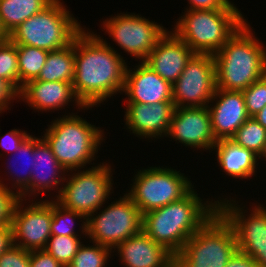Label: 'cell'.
<instances>
[{"label": "cell", "instance_id": "obj_1", "mask_svg": "<svg viewBox=\"0 0 266 267\" xmlns=\"http://www.w3.org/2000/svg\"><path fill=\"white\" fill-rule=\"evenodd\" d=\"M88 29V30H86ZM83 28L74 38L73 90L84 107H98L122 94L127 62L111 44ZM109 43V45H108Z\"/></svg>", "mask_w": 266, "mask_h": 267}, {"label": "cell", "instance_id": "obj_2", "mask_svg": "<svg viewBox=\"0 0 266 267\" xmlns=\"http://www.w3.org/2000/svg\"><path fill=\"white\" fill-rule=\"evenodd\" d=\"M202 199L193 188L182 199L143 214L142 230L170 253L177 254L218 211L216 197Z\"/></svg>", "mask_w": 266, "mask_h": 267}, {"label": "cell", "instance_id": "obj_3", "mask_svg": "<svg viewBox=\"0 0 266 267\" xmlns=\"http://www.w3.org/2000/svg\"><path fill=\"white\" fill-rule=\"evenodd\" d=\"M247 20L213 54L216 89L243 91L266 75V47Z\"/></svg>", "mask_w": 266, "mask_h": 267}, {"label": "cell", "instance_id": "obj_4", "mask_svg": "<svg viewBox=\"0 0 266 267\" xmlns=\"http://www.w3.org/2000/svg\"><path fill=\"white\" fill-rule=\"evenodd\" d=\"M60 117V118H59ZM51 121L43 134L60 165L68 171L96 165V155L105 140L104 129L71 112Z\"/></svg>", "mask_w": 266, "mask_h": 267}, {"label": "cell", "instance_id": "obj_5", "mask_svg": "<svg viewBox=\"0 0 266 267\" xmlns=\"http://www.w3.org/2000/svg\"><path fill=\"white\" fill-rule=\"evenodd\" d=\"M239 9L185 10L171 30L195 53L215 54L248 19Z\"/></svg>", "mask_w": 266, "mask_h": 267}, {"label": "cell", "instance_id": "obj_6", "mask_svg": "<svg viewBox=\"0 0 266 267\" xmlns=\"http://www.w3.org/2000/svg\"><path fill=\"white\" fill-rule=\"evenodd\" d=\"M53 0L47 7L22 22L7 37L16 45L56 51L72 43L85 26L63 5Z\"/></svg>", "mask_w": 266, "mask_h": 267}, {"label": "cell", "instance_id": "obj_7", "mask_svg": "<svg viewBox=\"0 0 266 267\" xmlns=\"http://www.w3.org/2000/svg\"><path fill=\"white\" fill-rule=\"evenodd\" d=\"M237 249L232 226L217 211L174 255L173 267H224Z\"/></svg>", "mask_w": 266, "mask_h": 267}, {"label": "cell", "instance_id": "obj_8", "mask_svg": "<svg viewBox=\"0 0 266 267\" xmlns=\"http://www.w3.org/2000/svg\"><path fill=\"white\" fill-rule=\"evenodd\" d=\"M99 163L91 168L68 171L64 180L66 184H63L59 196L51 199L86 218L103 208V205L108 203L107 199L114 193L112 172L115 169H112L110 162Z\"/></svg>", "mask_w": 266, "mask_h": 267}, {"label": "cell", "instance_id": "obj_9", "mask_svg": "<svg viewBox=\"0 0 266 267\" xmlns=\"http://www.w3.org/2000/svg\"><path fill=\"white\" fill-rule=\"evenodd\" d=\"M136 173L126 194L142 215L182 199L195 188L188 176L171 167L148 166Z\"/></svg>", "mask_w": 266, "mask_h": 267}, {"label": "cell", "instance_id": "obj_10", "mask_svg": "<svg viewBox=\"0 0 266 267\" xmlns=\"http://www.w3.org/2000/svg\"><path fill=\"white\" fill-rule=\"evenodd\" d=\"M108 204L87 217V239L113 251L142 231L143 215L126 193Z\"/></svg>", "mask_w": 266, "mask_h": 267}, {"label": "cell", "instance_id": "obj_11", "mask_svg": "<svg viewBox=\"0 0 266 267\" xmlns=\"http://www.w3.org/2000/svg\"><path fill=\"white\" fill-rule=\"evenodd\" d=\"M217 201L218 212L235 232L238 250L251 256L260 267H266V207L263 206L264 204L255 205L254 203L251 206L252 209L245 210L246 206L243 203L239 205L240 202L236 198L218 197Z\"/></svg>", "mask_w": 266, "mask_h": 267}, {"label": "cell", "instance_id": "obj_12", "mask_svg": "<svg viewBox=\"0 0 266 267\" xmlns=\"http://www.w3.org/2000/svg\"><path fill=\"white\" fill-rule=\"evenodd\" d=\"M102 21V29L106 30L110 39L123 52L145 61L149 53L168 31L162 24L142 17L139 13H119ZM137 58V59H136Z\"/></svg>", "mask_w": 266, "mask_h": 267}, {"label": "cell", "instance_id": "obj_13", "mask_svg": "<svg viewBox=\"0 0 266 267\" xmlns=\"http://www.w3.org/2000/svg\"><path fill=\"white\" fill-rule=\"evenodd\" d=\"M215 91L216 72L212 54L195 53L172 84L173 104L175 107L208 106Z\"/></svg>", "mask_w": 266, "mask_h": 267}, {"label": "cell", "instance_id": "obj_14", "mask_svg": "<svg viewBox=\"0 0 266 267\" xmlns=\"http://www.w3.org/2000/svg\"><path fill=\"white\" fill-rule=\"evenodd\" d=\"M42 197L29 202L20 198L13 212V244L27 251L45 249L51 237L52 199Z\"/></svg>", "mask_w": 266, "mask_h": 267}, {"label": "cell", "instance_id": "obj_15", "mask_svg": "<svg viewBox=\"0 0 266 267\" xmlns=\"http://www.w3.org/2000/svg\"><path fill=\"white\" fill-rule=\"evenodd\" d=\"M165 137L184 144L185 147H191L190 149L196 148L197 151L202 149L212 152L217 140L212 131L208 107H175Z\"/></svg>", "mask_w": 266, "mask_h": 267}, {"label": "cell", "instance_id": "obj_16", "mask_svg": "<svg viewBox=\"0 0 266 267\" xmlns=\"http://www.w3.org/2000/svg\"><path fill=\"white\" fill-rule=\"evenodd\" d=\"M125 105L124 126L135 137L157 140L166 136L175 110L173 101L154 104L126 103Z\"/></svg>", "mask_w": 266, "mask_h": 267}, {"label": "cell", "instance_id": "obj_17", "mask_svg": "<svg viewBox=\"0 0 266 267\" xmlns=\"http://www.w3.org/2000/svg\"><path fill=\"white\" fill-rule=\"evenodd\" d=\"M129 68L127 65L124 81L126 103L154 104L162 101H173L172 84L164 80L144 61Z\"/></svg>", "mask_w": 266, "mask_h": 267}, {"label": "cell", "instance_id": "obj_18", "mask_svg": "<svg viewBox=\"0 0 266 267\" xmlns=\"http://www.w3.org/2000/svg\"><path fill=\"white\" fill-rule=\"evenodd\" d=\"M209 103L212 131L217 141L231 139L250 117L242 91L216 89Z\"/></svg>", "mask_w": 266, "mask_h": 267}, {"label": "cell", "instance_id": "obj_19", "mask_svg": "<svg viewBox=\"0 0 266 267\" xmlns=\"http://www.w3.org/2000/svg\"><path fill=\"white\" fill-rule=\"evenodd\" d=\"M19 100L28 104L37 112L59 111L68 108L69 103L74 104L79 110H92V107H84L76 97L73 85L63 81L32 80L25 84L19 92ZM68 105V106H67Z\"/></svg>", "mask_w": 266, "mask_h": 267}, {"label": "cell", "instance_id": "obj_20", "mask_svg": "<svg viewBox=\"0 0 266 267\" xmlns=\"http://www.w3.org/2000/svg\"><path fill=\"white\" fill-rule=\"evenodd\" d=\"M194 54L184 41L168 30L144 62L164 80L173 84Z\"/></svg>", "mask_w": 266, "mask_h": 267}, {"label": "cell", "instance_id": "obj_21", "mask_svg": "<svg viewBox=\"0 0 266 267\" xmlns=\"http://www.w3.org/2000/svg\"><path fill=\"white\" fill-rule=\"evenodd\" d=\"M40 137H35L33 155L35 164L32 167L29 184V200L32 197L36 200L35 198L40 194L48 195L51 190H57V194L54 196L57 198L67 174L66 170L57 161L49 144L43 137Z\"/></svg>", "mask_w": 266, "mask_h": 267}, {"label": "cell", "instance_id": "obj_22", "mask_svg": "<svg viewBox=\"0 0 266 267\" xmlns=\"http://www.w3.org/2000/svg\"><path fill=\"white\" fill-rule=\"evenodd\" d=\"M112 252H118L119 262L124 267L174 266V255L143 230L118 244Z\"/></svg>", "mask_w": 266, "mask_h": 267}, {"label": "cell", "instance_id": "obj_23", "mask_svg": "<svg viewBox=\"0 0 266 267\" xmlns=\"http://www.w3.org/2000/svg\"><path fill=\"white\" fill-rule=\"evenodd\" d=\"M212 151H215L218 166L226 175L247 181L253 175L256 176L259 159L251 150L237 145L231 139H223L216 142Z\"/></svg>", "mask_w": 266, "mask_h": 267}, {"label": "cell", "instance_id": "obj_24", "mask_svg": "<svg viewBox=\"0 0 266 267\" xmlns=\"http://www.w3.org/2000/svg\"><path fill=\"white\" fill-rule=\"evenodd\" d=\"M53 0H0V33L7 37L22 22L47 7Z\"/></svg>", "mask_w": 266, "mask_h": 267}, {"label": "cell", "instance_id": "obj_25", "mask_svg": "<svg viewBox=\"0 0 266 267\" xmlns=\"http://www.w3.org/2000/svg\"><path fill=\"white\" fill-rule=\"evenodd\" d=\"M75 70L74 39L71 44L50 51L36 80L73 82Z\"/></svg>", "mask_w": 266, "mask_h": 267}, {"label": "cell", "instance_id": "obj_26", "mask_svg": "<svg viewBox=\"0 0 266 267\" xmlns=\"http://www.w3.org/2000/svg\"><path fill=\"white\" fill-rule=\"evenodd\" d=\"M34 146H35V136L31 134L24 140V142L19 146L18 150L15 152V154L18 152L17 156H19L18 154L25 156V158L23 157L24 161H25V159L28 160V161H26V162H28V166L26 165L27 168H24L26 171L23 170L24 174H22L23 173L22 171H21L22 172L21 174H20V172L17 171L19 166L15 168V165H17L16 162H15V164L13 162V164H14V168L17 170H14V168L12 166V168H13L12 171L14 170L12 172L11 171V165H10V169L8 170V173H10V175H12V176H8L11 178V180H12L11 182H13V183L9 182L11 184V190L12 191L14 190V193H16L21 199H24V200H29V184H30V179H31L32 167L35 164L34 157H33ZM14 158H16V160H17V157H14ZM19 158H20V156H19ZM21 159H22V156H21ZM24 161L22 164H24ZM27 197H28V199H27Z\"/></svg>", "mask_w": 266, "mask_h": 267}, {"label": "cell", "instance_id": "obj_27", "mask_svg": "<svg viewBox=\"0 0 266 267\" xmlns=\"http://www.w3.org/2000/svg\"><path fill=\"white\" fill-rule=\"evenodd\" d=\"M49 51L32 46L17 45L19 92L29 81L36 80Z\"/></svg>", "mask_w": 266, "mask_h": 267}, {"label": "cell", "instance_id": "obj_28", "mask_svg": "<svg viewBox=\"0 0 266 267\" xmlns=\"http://www.w3.org/2000/svg\"><path fill=\"white\" fill-rule=\"evenodd\" d=\"M76 219L82 222L80 225V235L75 229ZM83 219V220H82ZM51 235H66V236H87V218L76 212L64 208L55 199H52V221H51Z\"/></svg>", "mask_w": 266, "mask_h": 267}, {"label": "cell", "instance_id": "obj_29", "mask_svg": "<svg viewBox=\"0 0 266 267\" xmlns=\"http://www.w3.org/2000/svg\"><path fill=\"white\" fill-rule=\"evenodd\" d=\"M231 140L259 156L265 145L266 129L254 117H249Z\"/></svg>", "mask_w": 266, "mask_h": 267}, {"label": "cell", "instance_id": "obj_30", "mask_svg": "<svg viewBox=\"0 0 266 267\" xmlns=\"http://www.w3.org/2000/svg\"><path fill=\"white\" fill-rule=\"evenodd\" d=\"M0 78L5 79L19 93L17 45L8 37L0 39Z\"/></svg>", "mask_w": 266, "mask_h": 267}, {"label": "cell", "instance_id": "obj_31", "mask_svg": "<svg viewBox=\"0 0 266 267\" xmlns=\"http://www.w3.org/2000/svg\"><path fill=\"white\" fill-rule=\"evenodd\" d=\"M82 238L84 239V236L51 235L45 250L66 267L84 243L80 240Z\"/></svg>", "mask_w": 266, "mask_h": 267}, {"label": "cell", "instance_id": "obj_32", "mask_svg": "<svg viewBox=\"0 0 266 267\" xmlns=\"http://www.w3.org/2000/svg\"><path fill=\"white\" fill-rule=\"evenodd\" d=\"M93 245L82 244L73 260L66 267H107L112 250L92 242Z\"/></svg>", "mask_w": 266, "mask_h": 267}, {"label": "cell", "instance_id": "obj_33", "mask_svg": "<svg viewBox=\"0 0 266 267\" xmlns=\"http://www.w3.org/2000/svg\"><path fill=\"white\" fill-rule=\"evenodd\" d=\"M242 94L248 115L253 117L266 105V75L253 82Z\"/></svg>", "mask_w": 266, "mask_h": 267}, {"label": "cell", "instance_id": "obj_34", "mask_svg": "<svg viewBox=\"0 0 266 267\" xmlns=\"http://www.w3.org/2000/svg\"><path fill=\"white\" fill-rule=\"evenodd\" d=\"M0 178V227L11 226L13 212L20 197ZM9 186V187H8Z\"/></svg>", "mask_w": 266, "mask_h": 267}, {"label": "cell", "instance_id": "obj_35", "mask_svg": "<svg viewBox=\"0 0 266 267\" xmlns=\"http://www.w3.org/2000/svg\"><path fill=\"white\" fill-rule=\"evenodd\" d=\"M30 251L12 245L0 256V267H29Z\"/></svg>", "mask_w": 266, "mask_h": 267}, {"label": "cell", "instance_id": "obj_36", "mask_svg": "<svg viewBox=\"0 0 266 267\" xmlns=\"http://www.w3.org/2000/svg\"><path fill=\"white\" fill-rule=\"evenodd\" d=\"M29 135L30 133H27V131L11 129L5 135L0 136V147L6 150L7 153L9 152V154L15 153Z\"/></svg>", "mask_w": 266, "mask_h": 267}, {"label": "cell", "instance_id": "obj_37", "mask_svg": "<svg viewBox=\"0 0 266 267\" xmlns=\"http://www.w3.org/2000/svg\"><path fill=\"white\" fill-rule=\"evenodd\" d=\"M189 8L186 10H220L238 9L230 0H188Z\"/></svg>", "mask_w": 266, "mask_h": 267}, {"label": "cell", "instance_id": "obj_38", "mask_svg": "<svg viewBox=\"0 0 266 267\" xmlns=\"http://www.w3.org/2000/svg\"><path fill=\"white\" fill-rule=\"evenodd\" d=\"M29 267H65L45 249L30 251Z\"/></svg>", "mask_w": 266, "mask_h": 267}, {"label": "cell", "instance_id": "obj_39", "mask_svg": "<svg viewBox=\"0 0 266 267\" xmlns=\"http://www.w3.org/2000/svg\"><path fill=\"white\" fill-rule=\"evenodd\" d=\"M18 99L19 93L5 79L0 78V115L5 110H11L9 105L11 106L13 100L19 101Z\"/></svg>", "mask_w": 266, "mask_h": 267}, {"label": "cell", "instance_id": "obj_40", "mask_svg": "<svg viewBox=\"0 0 266 267\" xmlns=\"http://www.w3.org/2000/svg\"><path fill=\"white\" fill-rule=\"evenodd\" d=\"M224 267H260V266L251 256L237 249Z\"/></svg>", "mask_w": 266, "mask_h": 267}, {"label": "cell", "instance_id": "obj_41", "mask_svg": "<svg viewBox=\"0 0 266 267\" xmlns=\"http://www.w3.org/2000/svg\"><path fill=\"white\" fill-rule=\"evenodd\" d=\"M12 245H14L12 226L0 227V256Z\"/></svg>", "mask_w": 266, "mask_h": 267}, {"label": "cell", "instance_id": "obj_42", "mask_svg": "<svg viewBox=\"0 0 266 267\" xmlns=\"http://www.w3.org/2000/svg\"><path fill=\"white\" fill-rule=\"evenodd\" d=\"M253 117L266 129V105Z\"/></svg>", "mask_w": 266, "mask_h": 267}, {"label": "cell", "instance_id": "obj_43", "mask_svg": "<svg viewBox=\"0 0 266 267\" xmlns=\"http://www.w3.org/2000/svg\"><path fill=\"white\" fill-rule=\"evenodd\" d=\"M265 157V158H264ZM258 159L266 161V141L262 153L258 156Z\"/></svg>", "mask_w": 266, "mask_h": 267}]
</instances>
